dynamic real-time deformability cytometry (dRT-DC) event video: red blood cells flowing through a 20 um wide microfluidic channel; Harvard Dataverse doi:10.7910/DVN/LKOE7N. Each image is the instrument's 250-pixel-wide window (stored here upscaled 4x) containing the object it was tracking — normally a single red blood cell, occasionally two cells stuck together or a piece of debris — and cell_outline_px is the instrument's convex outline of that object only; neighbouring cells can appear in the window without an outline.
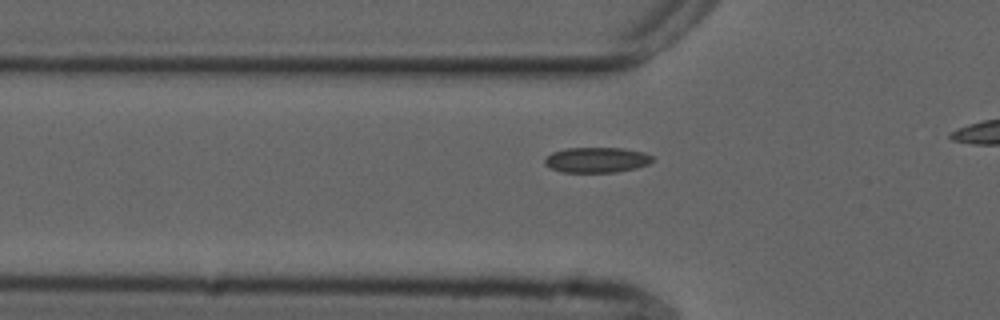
{"species": "common noctule bat (a hibernating species)", "species_latin": "Nyctalus noctula", "temperature_condition": "cold", "stored_images_in_passage": 39, "camera_frame_rate_fps": 3000, "um_per_image_px": 0.085, "animal": {"sex": "male", "forearm_length_mm": 52.5}, "frame": {"image": 1, "passage_image": 13, "time_ms": 4.0, "image_size_px": [1000, 320], "cell_outline_px": [[652, 160], [648, 164], [636, 168], [616, 172], [560, 172], [544, 164], [544, 160], [552, 152], [568, 148], [624, 148], [644, 152], [652, 156]], "centroid_in_image_um": [50.72, 13.59], "position_along_channel_um": 75.1, "area_um2": 15.84}}
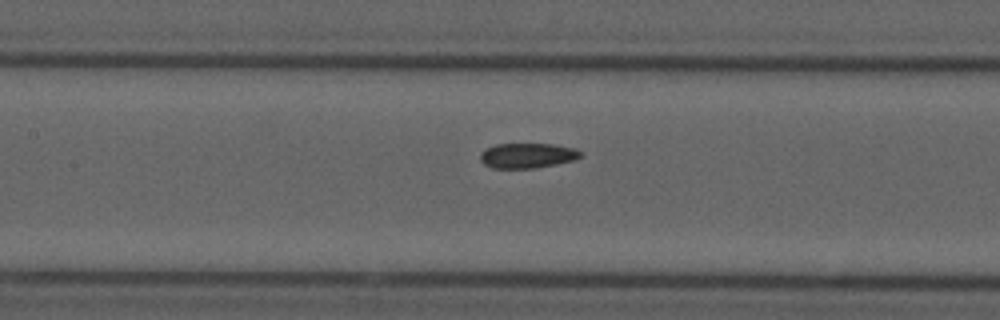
{"frame": {"image": 2, "passage_image": 20, "time_ms": 6.333, "image_size_px": [1000, 320], "cell_outline_px": [[584, 156], [572, 160], [556, 164], [536, 168], [492, 168], [484, 164], [480, 160], [480, 152], [484, 148], [496, 144], [556, 144], [576, 148]], "centroid_in_image_um": [44.81, 13.21], "position_along_channel_um": 162.6, "area_um2": 14.8}}
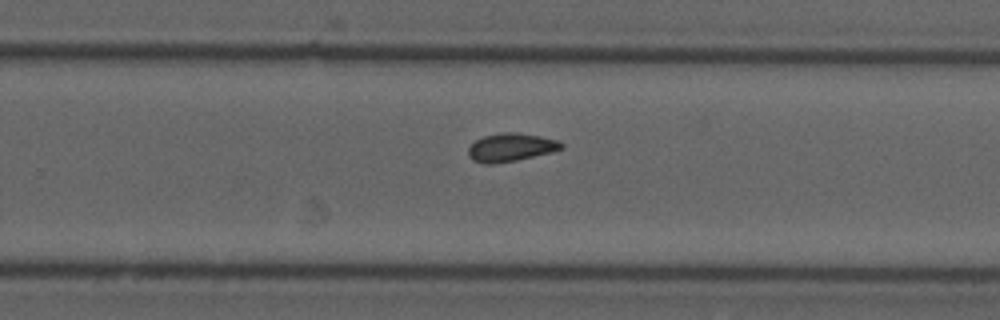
{"frame": {"image": 3, "passage_image": 30, "time_ms": 9.667, "image_size_px": [1000, 320], "cell_outline_px": [[564, 148], [516, 160], [492, 164], [484, 164], [472, 160], [468, 156], [468, 148], [476, 140], [484, 136], [504, 132], [516, 132], [540, 136], [560, 140], [564, 144]], "centroid_in_image_um": [43.41, 12.52], "position_along_channel_um": 286.4, "area_um2": 15.2}}